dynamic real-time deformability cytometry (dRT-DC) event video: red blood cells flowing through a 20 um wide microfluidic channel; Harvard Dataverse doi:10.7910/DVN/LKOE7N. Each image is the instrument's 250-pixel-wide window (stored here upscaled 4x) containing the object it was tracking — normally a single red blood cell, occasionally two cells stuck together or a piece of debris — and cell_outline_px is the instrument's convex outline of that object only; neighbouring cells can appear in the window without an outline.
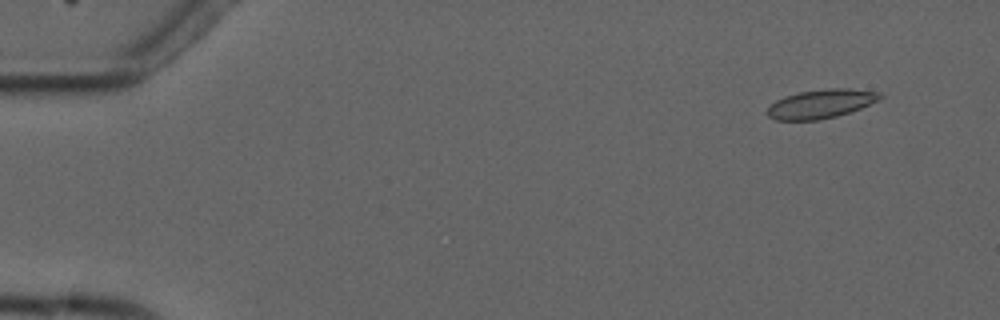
{"species": "common noctule bat (a hibernating species)", "species_latin": "Nyctalus noctula", "temperature_condition": "cold", "stored_images_in_passage": 10, "camera_frame_rate_fps": 3000, "um_per_image_px": 0.085, "animal": {"sex": "male", "forearm_length_mm": 52.5}, "frame": {"image": 1, "passage_image": 2, "time_ms": 1.0, "image_size_px": [1000, 320], "cell_outline_px": [[884, 96], [880, 100], [860, 108], [836, 116], [820, 120], [776, 120], [768, 116], [764, 112], [776, 100], [784, 96], [800, 92], [828, 88], [848, 88], [880, 92]], "centroid_in_image_um": [69.78, 8.82], "position_along_channel_um": 15.2, "area_um2": 19.02}}
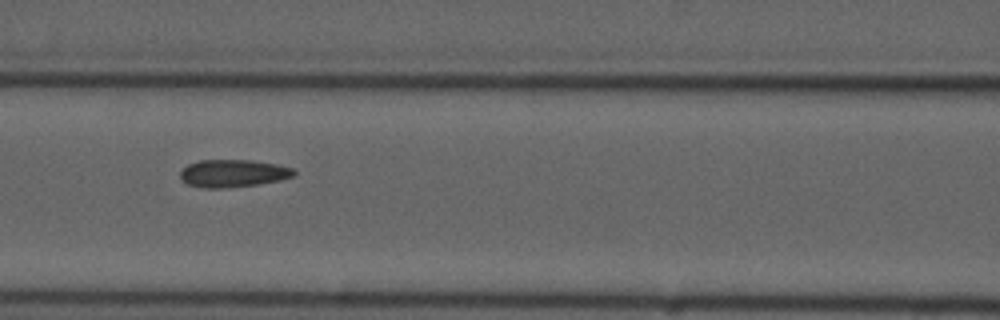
{"frame": {"image": 2, "passage_image": 7, "time_ms": 7.667, "image_size_px": [1000, 320], "cell_outline_px": [[296, 176], [280, 180], [260, 184], [224, 188], [200, 188], [188, 184], [180, 180], [180, 172], [188, 164], [200, 160], [248, 160], [276, 164], [292, 168], [296, 172]], "centroid_in_image_um": [19.8, 14.74], "position_along_channel_um": 146.8, "area_um2": 18.38}}
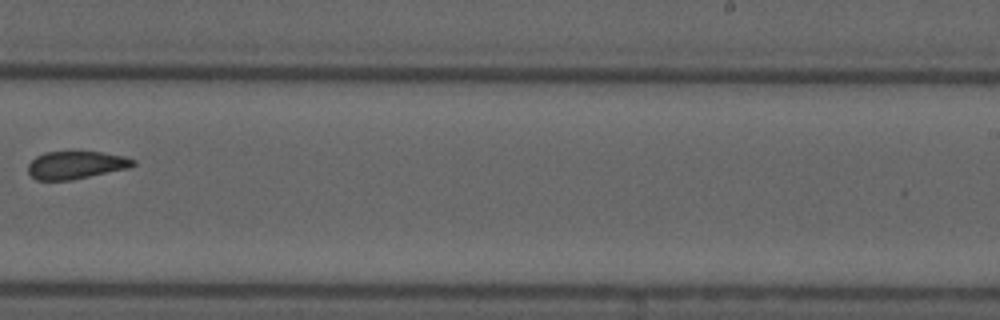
{"frame": {"image": 3, "passage_image": 10, "time_ms": 11.333, "image_size_px": [1000, 320], "cell_outline_px": [[136, 164], [128, 168], [72, 180], [36, 180], [28, 172], [28, 164], [36, 156], [44, 152], [72, 148], [100, 152], [124, 156], [136, 160]], "centroid_in_image_um": [6.43, 13.97], "position_along_channel_um": 282.6, "area_um2": 17.74}}